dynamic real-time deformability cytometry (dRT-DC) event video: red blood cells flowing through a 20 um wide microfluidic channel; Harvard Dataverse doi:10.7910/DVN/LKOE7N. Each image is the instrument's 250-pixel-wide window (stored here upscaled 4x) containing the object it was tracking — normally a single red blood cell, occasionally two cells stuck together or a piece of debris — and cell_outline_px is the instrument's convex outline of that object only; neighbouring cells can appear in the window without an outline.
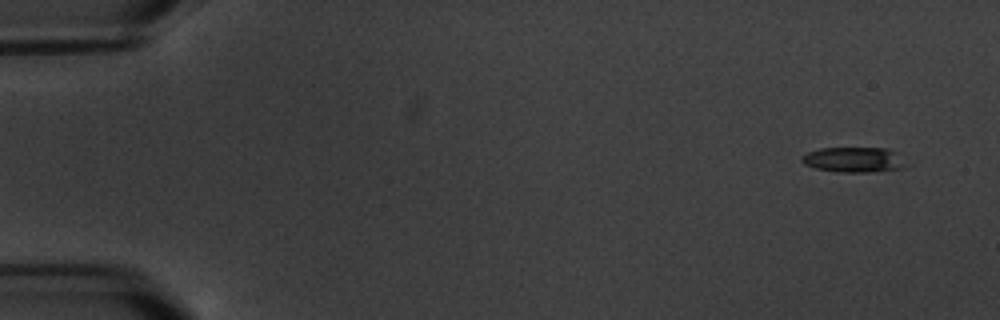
{"species": "common noctule bat (a hibernating species)", "species_latin": "Nyctalus noctula", "temperature_condition": "warm", "stored_images_in_passage": 11, "camera_frame_rate_fps": 3000, "um_per_image_px": 0.085, "animal": {"sex": "male", "body_mass_g": 20.1, "forearm_length_mm": 53.5}, "frame": {"image": 1, "passage_image": 1, "time_ms": 0.0, "image_size_px": [1000, 320], "cell_outline_px": [[912, 164], [904, 168], [868, 172], [836, 172], [816, 168], [804, 164], [800, 160], [808, 152], [820, 148], [888, 148], [896, 152]], "centroid_in_image_um": [72.67, 13.58], "position_along_channel_um": 12.3, "area_um2": 15.55}}
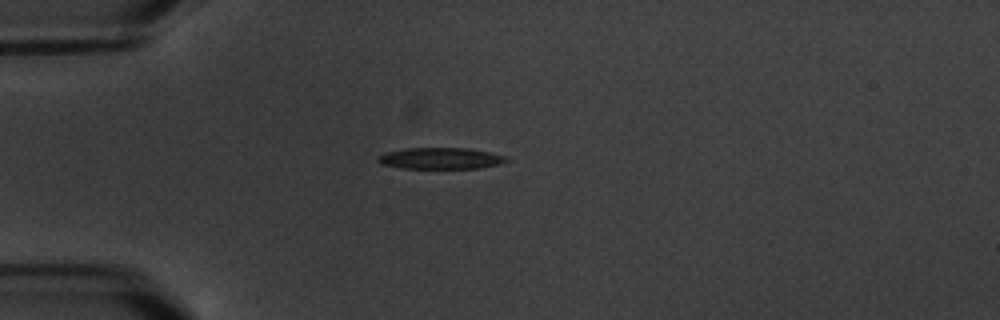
{"frame": {"image": 2, "passage_image": 4, "time_ms": 4.333, "image_size_px": [1000, 320], "cell_outline_px": [[512, 160], [500, 164], [480, 168], [400, 168], [380, 164], [376, 160], [384, 152], [408, 148], [468, 148], [492, 152], [508, 156]], "centroid_in_image_um": [37.51, 13.46], "position_along_channel_um": 47.5, "area_um2": 16.24}}
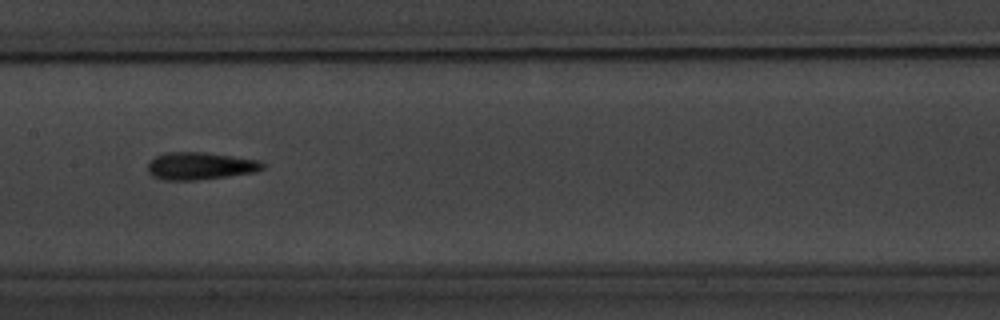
{"frame": {"image": 3, "passage_image": 8, "time_ms": 9.0, "image_size_px": [1000, 320], "cell_outline_px": [[264, 168], [256, 172], [228, 176], [196, 180], [164, 180], [152, 176], [148, 172], [148, 164], [156, 156], [164, 152], [204, 152], [260, 160], [264, 164]], "centroid_in_image_um": [17.02, 14.1], "position_along_channel_um": 190.4, "area_um2": 18.38}}